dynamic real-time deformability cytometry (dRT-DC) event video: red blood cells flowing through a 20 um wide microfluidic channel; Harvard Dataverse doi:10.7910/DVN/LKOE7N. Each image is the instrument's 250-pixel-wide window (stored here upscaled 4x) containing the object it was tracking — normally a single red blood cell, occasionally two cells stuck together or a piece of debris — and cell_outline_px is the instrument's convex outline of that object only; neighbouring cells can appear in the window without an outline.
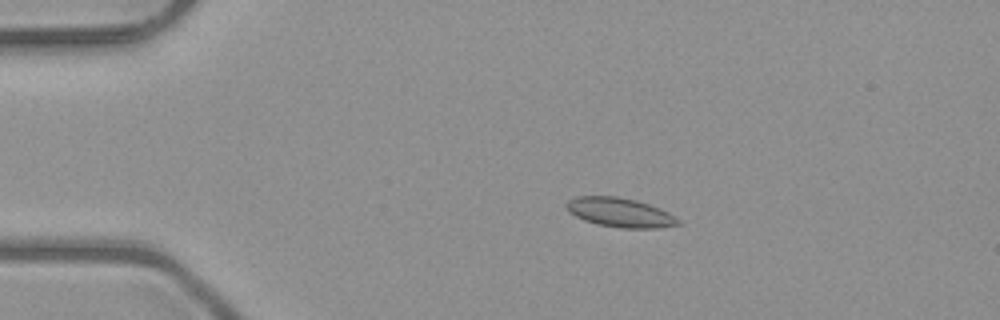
{"species": "common noctule bat (a hibernating species)", "species_latin": "Nyctalus noctula", "temperature_condition": "room temperature", "stored_images_in_passage": 51, "camera_frame_rate_fps": 3000, "um_per_image_px": 0.085, "animal": {"sex": "male", "body_mass_g": 23.1, "forearm_length_mm": 52.7}, "frame": {"image": 1, "passage_image": 10, "time_ms": 3.0, "image_size_px": [1000, 320], "cell_outline_px": [[680, 224], [656, 228], [620, 228], [596, 224], [584, 220], [568, 212], [564, 208], [564, 204], [568, 200], [576, 196], [616, 196], [636, 200], [660, 208], [668, 212], [680, 220]], "centroid_in_image_um": [52.65, 18.05], "position_along_channel_um": 32.4, "area_um2": 19.19}}
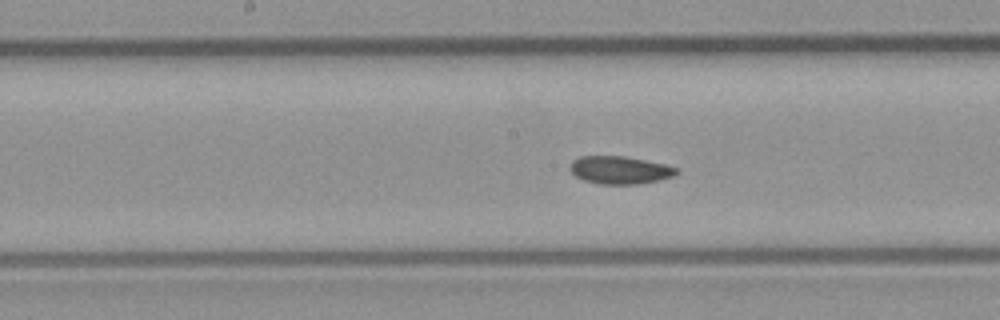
{"frame": {"image": 2, "passage_image": 26, "time_ms": 8.333, "image_size_px": [1000, 320], "cell_outline_px": [[680, 172], [672, 176], [660, 180], [636, 184], [600, 184], [584, 180], [576, 176], [568, 168], [572, 160], [580, 156], [624, 156], [664, 164], [676, 168]], "centroid_in_image_um": [52.66, 14.45], "position_along_channel_um": 195.5, "area_um2": 17.17}}
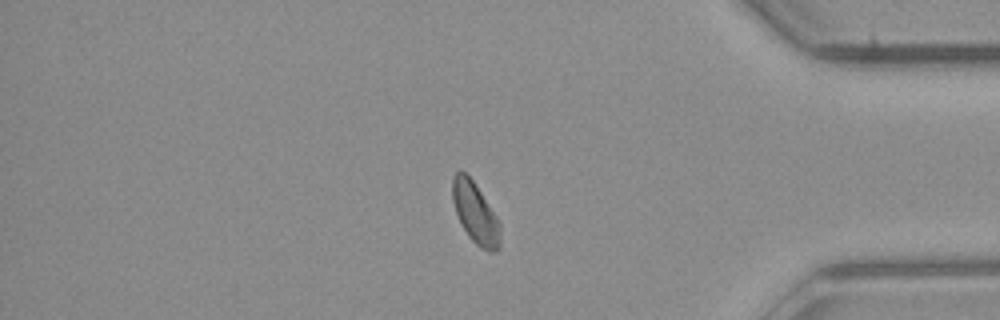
{"frame": {"image": 3, "passage_image": 43, "time_ms": 14.0, "image_size_px": [1000, 320], "cell_outline_px": [[500, 248], [496, 252], [488, 252], [480, 248], [468, 236], [456, 212], [452, 200], [452, 176], [460, 168], [472, 180], [496, 216], [500, 224]], "centroid_in_image_um": [40.4, 18.12], "position_along_channel_um": 394.8, "area_um2": 16.88}, "authors_computed_cell_mechanics": {"area_um2": 17.629, "velocity_mm_per_s": 4.0293, "shape_relaxation_time_tau1_ms": null, "shape_relaxation_time_tau2_ms": 2.6265, "deformation_change_tau1": null, "deformation_change_tau2": 0.0691}}